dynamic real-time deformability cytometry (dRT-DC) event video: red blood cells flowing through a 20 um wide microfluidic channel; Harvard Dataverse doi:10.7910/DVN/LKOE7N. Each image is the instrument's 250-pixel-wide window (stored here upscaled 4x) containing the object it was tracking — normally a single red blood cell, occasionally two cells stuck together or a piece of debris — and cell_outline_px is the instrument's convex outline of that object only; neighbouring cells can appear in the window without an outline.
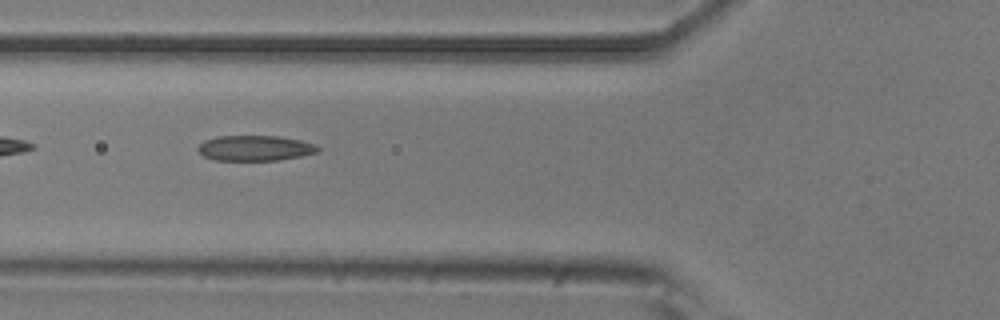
{"species": "common noctule bat (a hibernating species)", "species_latin": "Nyctalus noctula", "temperature_condition": "room temperature", "stored_images_in_passage": 7, "camera_frame_rate_fps": 3000, "um_per_image_px": 0.085, "animal": {"sex": "male", "body_mass_g": 20.5, "forearm_length_mm": 52.5}, "frame": {"image": 1, "passage_image": 5, "time_ms": 1.333, "image_size_px": [1000, 320], "cell_outline_px": [[320, 152], [280, 160], [216, 160], [204, 156], [196, 148], [204, 140], [216, 136], [276, 136], [300, 140], [316, 144], [320, 148]], "centroid_in_image_um": [21.69, 12.59], "position_along_channel_um": 104.1, "area_um2": 17.74}}
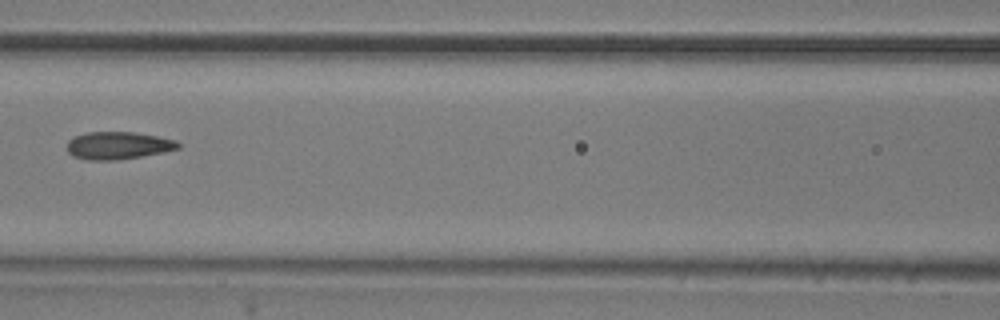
{"frame": {"image": 2, "passage_image": 6, "time_ms": 1.667, "image_size_px": [1000, 320], "cell_outline_px": [[180, 148], [164, 152], [116, 160], [88, 160], [72, 156], [68, 152], [68, 140], [76, 136], [88, 132], [132, 132], [156, 136], [176, 140], [180, 144]], "centroid_in_image_um": [10.04, 12.37], "position_along_channel_um": 156.6, "area_um2": 17.69}}
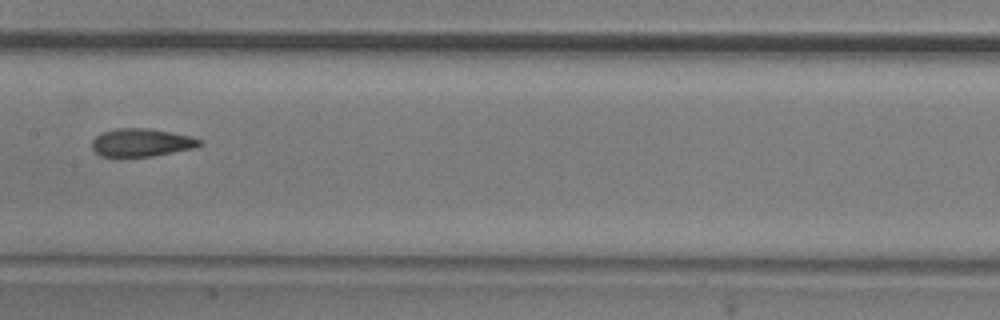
{"frame": {"image": 3, "passage_image": 7, "time_ms": 2.0, "image_size_px": [1000, 320], "cell_outline_px": [[204, 144], [196, 148], [152, 156], [100, 156], [92, 148], [92, 140], [96, 136], [104, 132], [116, 128], [148, 128], [192, 136], [204, 140]], "centroid_in_image_um": [12.09, 12.11], "position_along_channel_um": 195.3, "area_um2": 17.63}}